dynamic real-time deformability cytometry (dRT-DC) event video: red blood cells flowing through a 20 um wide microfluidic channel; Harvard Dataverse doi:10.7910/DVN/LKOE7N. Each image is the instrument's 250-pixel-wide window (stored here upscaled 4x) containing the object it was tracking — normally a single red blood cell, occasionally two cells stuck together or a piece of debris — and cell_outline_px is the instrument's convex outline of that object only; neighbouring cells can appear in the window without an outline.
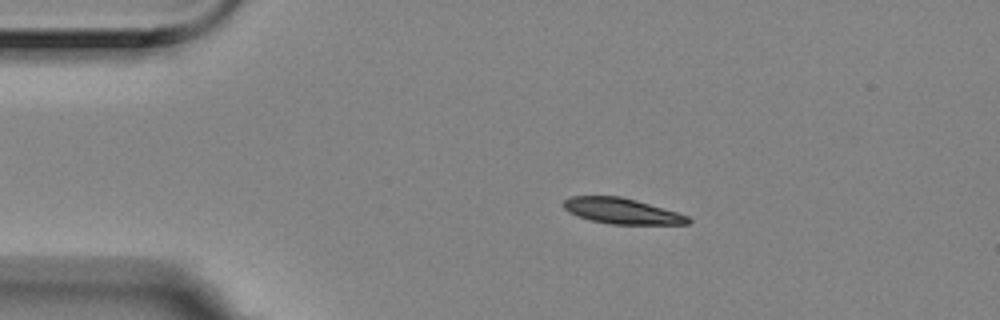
{"species": "Egyptian fruit bat (a non-hibernating species)", "species_latin": "Rousettus aegyptiacus", "temperature_condition": "room temperature", "stored_images_in_passage": 3, "camera_frame_rate_fps": 3000, "um_per_image_px": 0.085, "animal": {"sex": "female"}, "frame": {"image": 1, "passage_image": 3, "time_ms": 0.667, "image_size_px": [1000, 320], "cell_outline_px": [[692, 220], [688, 224], [608, 224], [592, 220], [568, 212], [560, 204], [564, 200], [572, 196], [620, 196], [636, 200], [676, 212], [688, 216]], "centroid_in_image_um": [52.83, 17.93], "position_along_channel_um": 32.2, "area_um2": 18.5}}